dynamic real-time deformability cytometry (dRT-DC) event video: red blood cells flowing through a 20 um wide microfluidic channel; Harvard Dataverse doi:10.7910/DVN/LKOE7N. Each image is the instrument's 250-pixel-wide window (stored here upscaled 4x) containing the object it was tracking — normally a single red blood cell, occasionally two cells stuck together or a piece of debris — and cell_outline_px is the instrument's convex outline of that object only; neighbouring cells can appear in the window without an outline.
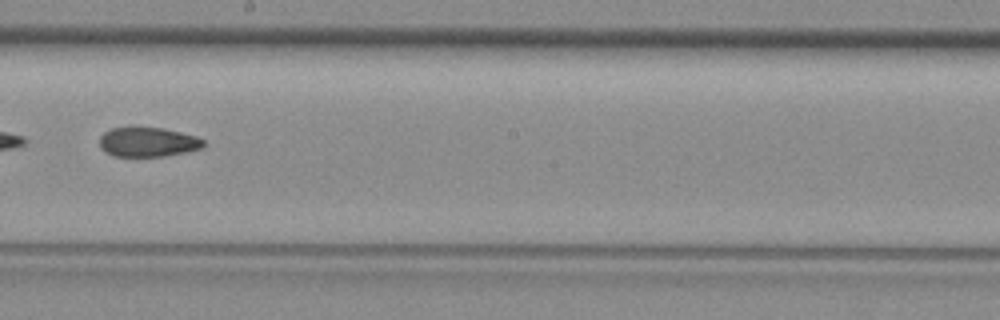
{"species": "common noctule bat (a hibernating species)", "species_latin": "Nyctalus noctula", "temperature_condition": "room temperature", "stored_images_in_passage": 36, "camera_frame_rate_fps": 3000, "um_per_image_px": 0.085, "animal": {"sex": "female", "body_mass_g": 29.2, "forearm_length_mm": 56.3}, "frame": {"image": 1, "passage_image": 16, "time_ms": 5.0, "image_size_px": [1000, 320], "cell_outline_px": [[204, 144], [200, 148], [188, 152], [164, 156], [112, 156], [104, 152], [100, 148], [100, 136], [104, 132], [112, 128], [164, 128], [196, 136], [204, 140]], "centroid_in_image_um": [12.55, 12.08], "position_along_channel_um": 235.6, "area_um2": 17.8}}